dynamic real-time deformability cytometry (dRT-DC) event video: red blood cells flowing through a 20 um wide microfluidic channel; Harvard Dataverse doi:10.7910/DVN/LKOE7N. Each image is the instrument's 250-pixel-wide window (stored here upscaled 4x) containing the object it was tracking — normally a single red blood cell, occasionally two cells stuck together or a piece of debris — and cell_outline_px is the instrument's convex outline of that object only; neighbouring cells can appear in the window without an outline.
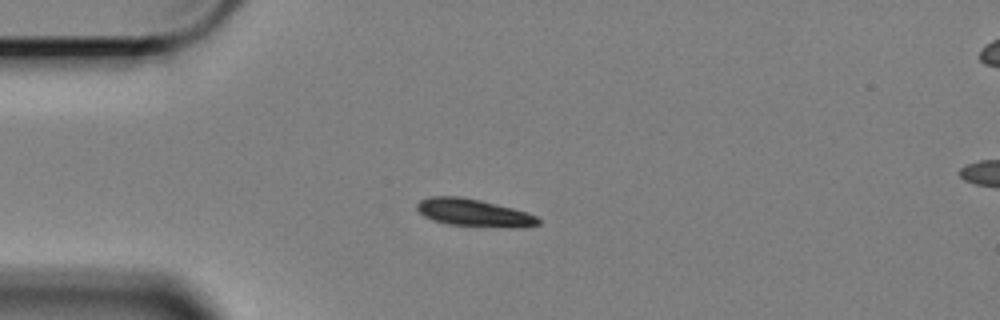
{"species": "Egyptian fruit bat (a non-hibernating species)", "species_latin": "Rousettus aegyptiacus", "temperature_condition": "cold", "stored_images_in_passage": 45, "camera_frame_rate_fps": 3000, "um_per_image_px": 0.085, "animal": {"sex": "female"}, "frame": {"image": 1, "passage_image": 1, "time_ms": 0.0, "image_size_px": [1000, 320], "cell_outline_px": [[540, 224], [524, 228], [508, 228], [448, 224], [432, 220], [424, 216], [416, 208], [416, 204], [420, 200], [432, 196], [460, 196], [480, 200], [528, 212], [536, 216], [540, 220]], "centroid_in_image_um": [40.31, 18.09], "position_along_channel_um": 44.7, "area_um2": 19.59}}
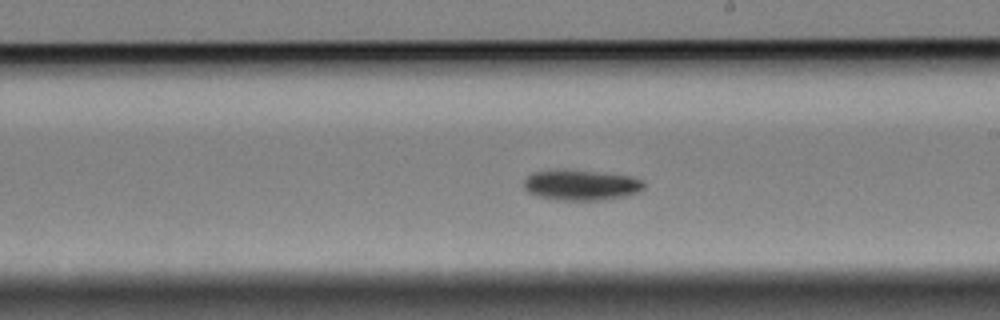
{"frame": {"image": 2, "passage_image": 20, "time_ms": 6.333, "image_size_px": [1000, 320], "cell_outline_px": [[644, 188], [640, 192], [628, 196], [600, 200], [556, 200], [540, 196], [528, 192], [524, 188], [524, 180], [532, 172], [564, 168], [632, 176], [644, 180]], "centroid_in_image_um": [49.42, 15.71], "position_along_channel_um": 239.6, "area_um2": 21.73}}
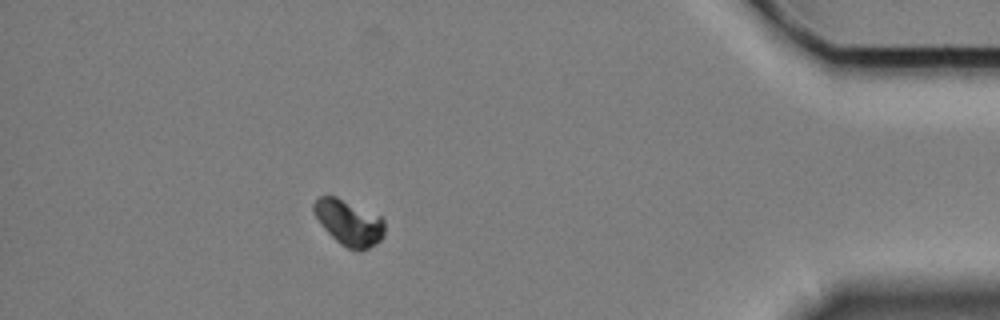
{"frame": {"image": 3, "passage_image": 39, "time_ms": 12.667, "image_size_px": [1000, 320], "cell_outline_px": [[384, 236], [376, 244], [360, 252], [356, 252], [340, 244], [324, 228], [312, 212], [312, 204], [320, 196], [336, 196], [380, 216], [384, 220]], "centroid_in_image_um": [29.65, 18.94], "position_along_channel_um": 405.5, "area_um2": 18.84}, "authors_computed_cell_mechanics": {"area_um2": 20.23, "velocity_mm_per_s": 3.3576, "shape_relaxation_time_tau1_ms": 7.0301, "shape_relaxation_time_tau2_ms": null, "deformation_change_tau1": 0.1149, "deformation_change_tau2": null}}